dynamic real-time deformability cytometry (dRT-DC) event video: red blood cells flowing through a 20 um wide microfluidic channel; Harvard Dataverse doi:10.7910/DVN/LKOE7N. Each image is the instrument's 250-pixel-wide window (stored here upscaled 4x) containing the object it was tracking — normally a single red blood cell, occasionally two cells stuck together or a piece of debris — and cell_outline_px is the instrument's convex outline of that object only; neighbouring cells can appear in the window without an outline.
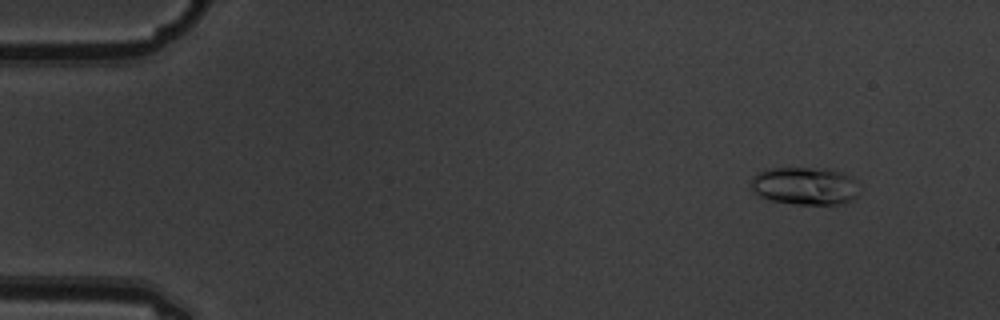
{"species": "common noctule bat (a hibernating species)", "species_latin": "Nyctalus noctula", "temperature_condition": "warm", "stored_images_in_passage": 9, "camera_frame_rate_fps": 3000, "um_per_image_px": 0.085, "animal": {"sex": "male", "body_mass_g": 19.5, "forearm_length_mm": 54.6}, "frame": {"image": 1, "passage_image": 1, "time_ms": 0.0, "image_size_px": [1000, 320], "cell_outline_px": [[856, 196], [852, 200], [844, 204], [796, 204], [772, 200], [760, 196], [752, 192], [752, 176], [756, 172], [764, 168], [828, 168], [844, 172], [852, 176], [856, 180]], "centroid_in_image_um": [68.4, 15.78], "position_along_channel_um": 16.6, "area_um2": 24.16}}
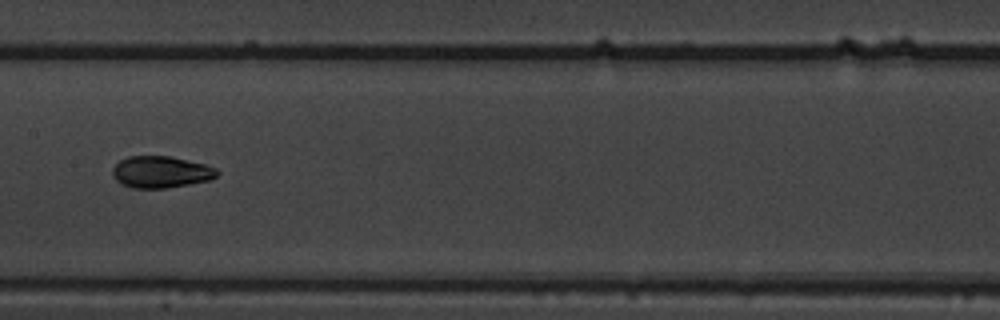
{"frame": {"image": 2, "passage_image": 7, "time_ms": 2.0, "image_size_px": [1000, 320], "cell_outline_px": [[220, 172], [216, 176], [208, 180], [188, 184], [164, 188], [132, 188], [120, 184], [112, 176], [112, 168], [120, 160], [128, 156], [168, 156], [204, 164], [216, 168]], "centroid_in_image_um": [13.63, 14.62], "position_along_channel_um": 193.8, "area_um2": 19.25}}
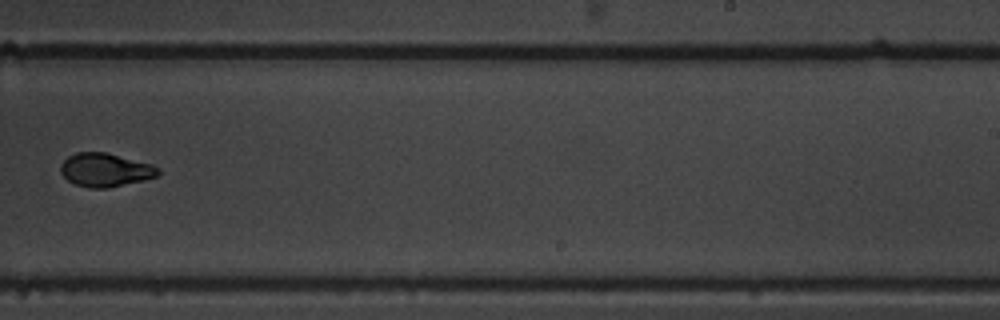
{"frame": {"image": 3, "passage_image": 9, "time_ms": 2.667, "image_size_px": [1000, 320], "cell_outline_px": [[160, 172], [156, 176], [144, 180], [108, 188], [88, 188], [76, 184], [68, 180], [60, 172], [60, 164], [68, 156], [76, 152], [104, 152], [152, 164], [160, 168]], "centroid_in_image_um": [8.94, 14.44], "position_along_channel_um": 280.1, "area_um2": 19.02}}